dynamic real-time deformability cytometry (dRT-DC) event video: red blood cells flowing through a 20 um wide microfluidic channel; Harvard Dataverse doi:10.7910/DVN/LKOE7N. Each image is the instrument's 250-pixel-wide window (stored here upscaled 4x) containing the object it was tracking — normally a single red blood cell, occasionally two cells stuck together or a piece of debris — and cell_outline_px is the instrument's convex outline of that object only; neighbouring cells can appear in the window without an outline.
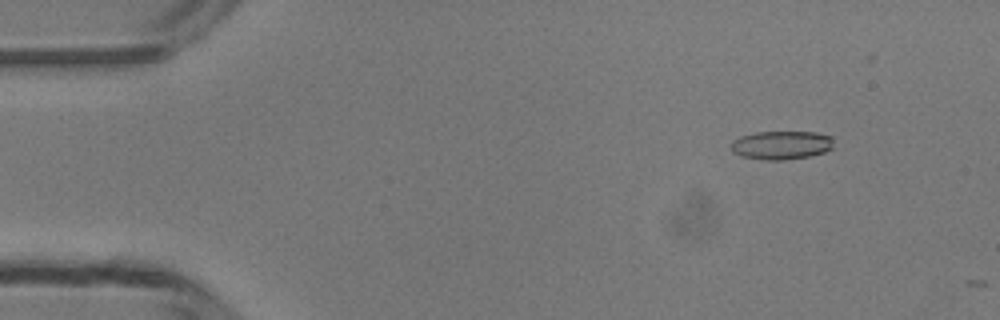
{"species": "common noctule bat (a hibernating species)", "species_latin": "Nyctalus noctula", "temperature_condition": "room temperature", "stored_images_in_passage": 7, "camera_frame_rate_fps": 3000, "um_per_image_px": 0.085, "animal": {"sex": "male", "body_mass_g": 13.3}, "frame": {"image": 1, "passage_image": 6, "time_ms": 1.667, "image_size_px": [1000, 320], "cell_outline_px": [[832, 148], [824, 152], [808, 156], [784, 160], [764, 160], [740, 156], [732, 152], [732, 140], [740, 136], [756, 132], [816, 132], [832, 136]], "centroid_in_image_um": [66.4, 12.33], "position_along_channel_um": 18.6, "area_um2": 17.11}}